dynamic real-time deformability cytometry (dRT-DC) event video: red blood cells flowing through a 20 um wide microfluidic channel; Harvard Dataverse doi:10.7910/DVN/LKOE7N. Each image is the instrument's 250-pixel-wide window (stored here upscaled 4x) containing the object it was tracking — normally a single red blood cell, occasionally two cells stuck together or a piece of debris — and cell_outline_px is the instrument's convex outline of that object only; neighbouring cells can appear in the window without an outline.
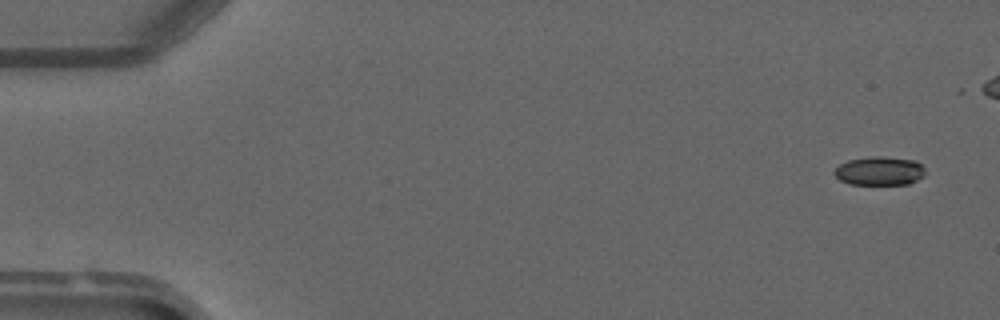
{"species": "common noctule bat (a hibernating species)", "species_latin": "Nyctalus noctula", "temperature_condition": "warm", "stored_images_in_passage": 6, "camera_frame_rate_fps": 3000, "um_per_image_px": 0.085, "animal": {"sex": "male", "forearm_length_mm": 52.5}, "frame": {"image": 1, "passage_image": 1, "time_ms": 0.0, "image_size_px": [1000, 320], "cell_outline_px": [[924, 176], [908, 184], [848, 184], [840, 180], [832, 172], [840, 164], [848, 160], [868, 156], [884, 156], [916, 160], [924, 168]], "centroid_in_image_um": [74.75, 14.52], "position_along_channel_um": 10.3, "area_um2": 15.32}}
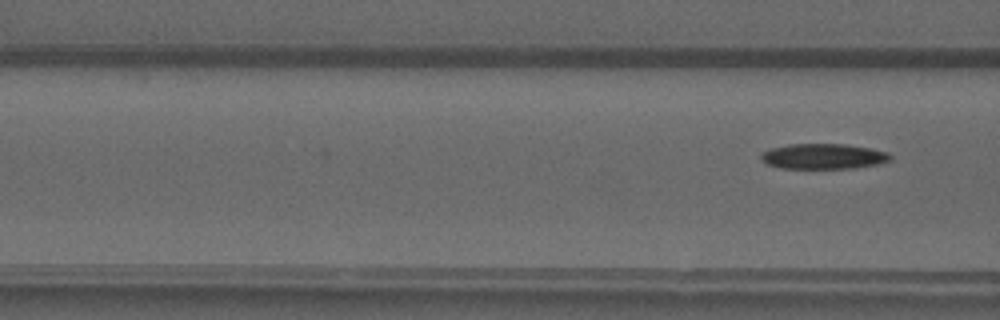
{"frame": {"image": 2, "passage_image": 6, "time_ms": 6.667, "image_size_px": [1000, 320], "cell_outline_px": [[892, 160], [880, 164], [856, 168], [780, 168], [764, 164], [760, 160], [760, 152], [772, 148], [788, 144], [848, 144], [888, 152], [892, 156]], "centroid_in_image_um": [69.97, 13.29], "position_along_channel_um": 96.6, "area_um2": 19.42}}